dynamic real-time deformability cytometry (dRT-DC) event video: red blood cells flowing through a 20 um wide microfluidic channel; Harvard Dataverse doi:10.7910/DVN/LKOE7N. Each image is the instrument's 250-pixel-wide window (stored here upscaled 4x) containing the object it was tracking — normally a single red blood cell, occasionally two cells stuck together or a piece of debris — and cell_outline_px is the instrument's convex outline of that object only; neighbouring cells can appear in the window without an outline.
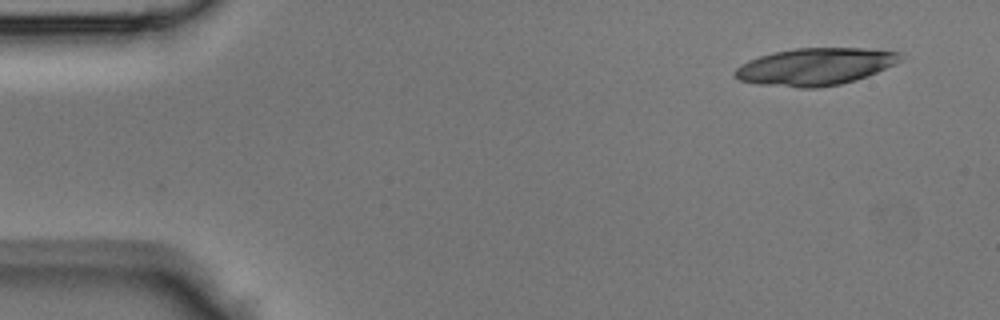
{"species": "Egyptian fruit bat (a non-hibernating species)", "species_latin": "Rousettus aegyptiacus", "temperature_condition": "room temperature", "stored_images_in_passage": 41, "camera_frame_rate_fps": 3000, "um_per_image_px": 0.085, "animal": {"sex": "male"}, "frame": {"image": 1, "passage_image": 1, "time_ms": 0.0, "image_size_px": [1000, 320], "cell_outline_px": [[904, 56], [896, 64], [868, 76], [856, 80], [840, 84], [816, 88], [800, 88], [756, 84], [740, 80], [732, 76], [732, 72], [740, 64], [748, 60], [760, 56], [776, 52], [796, 48], [864, 48], [900, 52]], "centroid_in_image_um": [69.28, 5.67], "position_along_channel_um": 15.7, "area_um2": 36.13}}
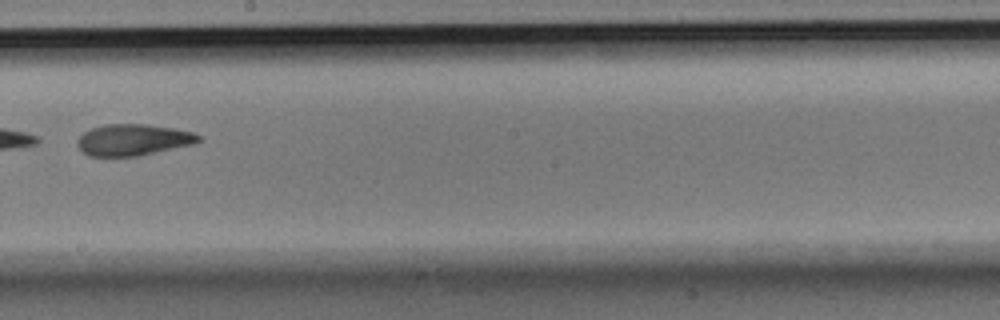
{"frame": {"image": 2, "passage_image": 23, "time_ms": 7.333, "image_size_px": [1000, 320], "cell_outline_px": [[200, 140], [196, 144], [140, 156], [88, 156], [76, 144], [76, 140], [84, 132], [92, 128], [104, 124], [144, 124], [176, 128], [192, 132], [200, 136]], "centroid_in_image_um": [11.34, 11.89], "position_along_channel_um": 236.9, "area_um2": 22.37}}
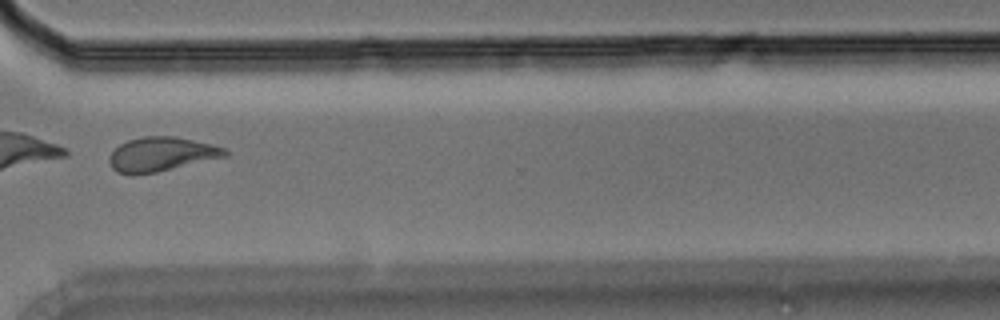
{"frame": {"image": 3, "passage_image": 31, "time_ms": 10.0, "image_size_px": [1000, 320], "cell_outline_px": [[228, 156], [156, 172], [132, 176], [128, 176], [116, 172], [112, 168], [108, 160], [108, 156], [120, 144], [128, 140], [144, 136], [176, 136], [212, 144], [224, 148], [228, 152]], "centroid_in_image_um": [13.68, 13.12], "position_along_channel_um": 356.9, "area_um2": 23.29}}